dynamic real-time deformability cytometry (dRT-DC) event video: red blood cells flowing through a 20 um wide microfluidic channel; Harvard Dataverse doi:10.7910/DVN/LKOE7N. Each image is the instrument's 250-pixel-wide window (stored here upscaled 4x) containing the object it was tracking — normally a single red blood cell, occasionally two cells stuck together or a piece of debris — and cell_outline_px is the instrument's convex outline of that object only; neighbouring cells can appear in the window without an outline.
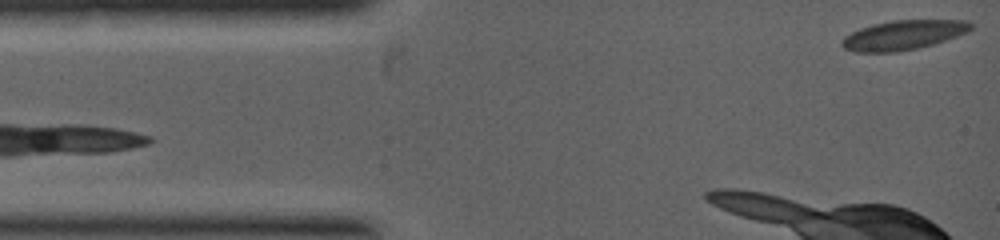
{"species": "common noctule bat (a hibernating species)", "species_latin": "Nyctalus noctula", "temperature_condition": "warm", "stored_images_in_passage": 22, "camera_frame_rate_fps": 5000, "um_per_image_px": 0.085, "animal": {"sex": "female", "body_mass_g": 19.0, "forearm_length_mm": 53.3}, "frame": {"image": 1, "passage_image": 1, "time_ms": 0.0, "image_size_px": [1000, 240], "cell_outline_px": [[972, 28], [956, 36], [932, 44], [916, 48], [896, 52], [856, 52], [844, 48], [840, 44], [840, 40], [844, 36], [860, 28], [876, 24], [896, 20], [968, 20], [972, 24]], "centroid_in_image_um": [76.74, 2.98], "position_along_channel_um": 8.3, "area_um2": 21.85}}
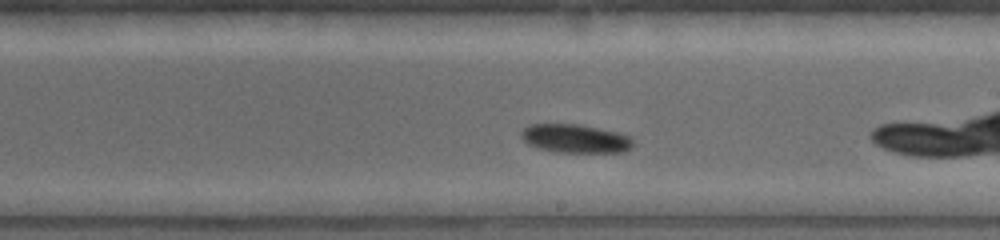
{"frame": {"image": 2, "passage_image": 17, "time_ms": 3.8, "image_size_px": [1000, 240], "cell_outline_px": [[632, 148], [624, 152], [556, 152], [540, 148], [528, 144], [520, 136], [520, 132], [524, 128], [532, 124], [580, 124], [616, 132], [628, 136], [632, 140]], "centroid_in_image_um": [48.88, 11.78], "position_along_channel_um": 240.1, "area_um2": 18.5}}
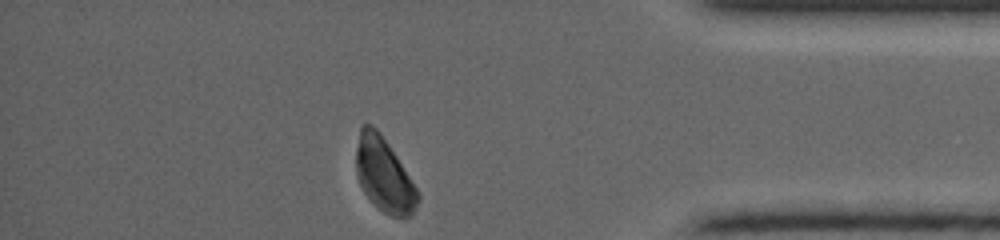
{"frame": {"image": 3, "passage_image": 22, "time_ms": 5.0, "image_size_px": [1000, 240], "cell_outline_px": [[420, 200], [412, 216], [404, 220], [388, 216], [364, 192], [356, 176], [356, 148], [360, 128], [364, 124], [372, 124], [380, 132], [420, 192]], "centroid_in_image_um": [32.67, 14.91], "position_along_channel_um": 402.5, "area_um2": 26.82}}